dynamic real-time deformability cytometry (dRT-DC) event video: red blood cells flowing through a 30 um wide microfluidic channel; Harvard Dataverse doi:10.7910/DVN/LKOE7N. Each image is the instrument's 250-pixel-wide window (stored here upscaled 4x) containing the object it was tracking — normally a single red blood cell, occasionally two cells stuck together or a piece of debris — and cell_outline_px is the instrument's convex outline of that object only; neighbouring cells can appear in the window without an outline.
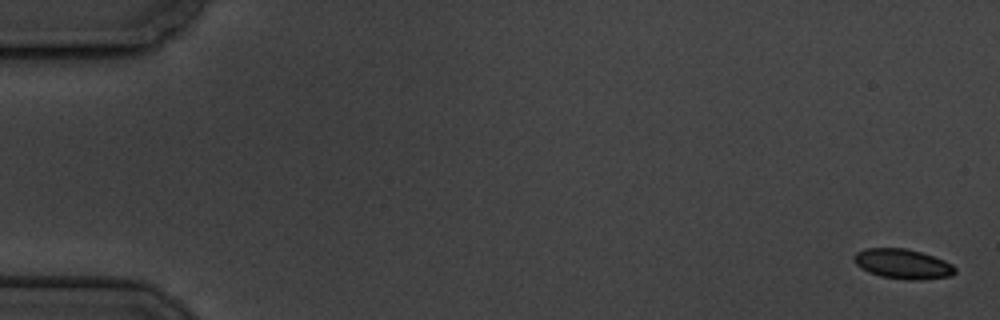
{"species": "common noctule bat (a hibernating species)", "species_latin": "Nyctalus noctula", "temperature_condition": "cold", "stored_images_in_passage": 6, "camera_frame_rate_fps": 3000, "um_per_image_px": 0.085, "animal": {"sex": "male", "body_mass_g": 19.5, "forearm_length_mm": 54.6}, "frame": {"image": 1, "passage_image": 1, "time_ms": 0.0, "image_size_px": [1000, 320], "cell_outline_px": [[956, 272], [952, 276], [920, 280], [904, 280], [880, 276], [868, 272], [860, 268], [852, 260], [852, 256], [856, 252], [864, 248], [908, 248], [944, 260], [952, 264], [956, 268]], "centroid_in_image_um": [76.71, 22.44], "position_along_channel_um": 8.3, "area_um2": 17.86}}
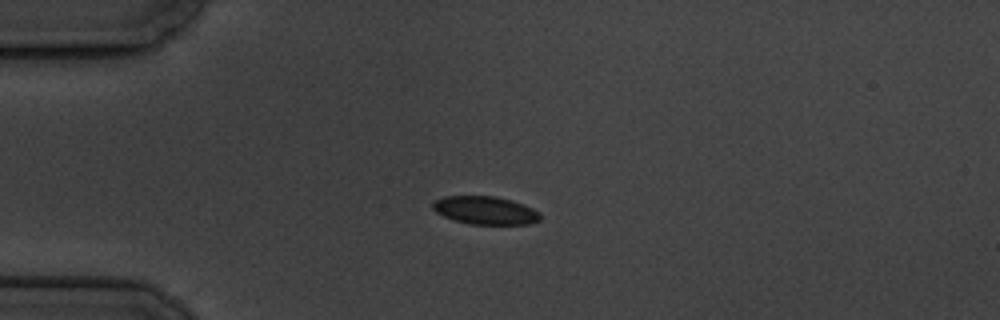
{"frame": {"image": 2, "passage_image": 5, "time_ms": 4.667, "image_size_px": [1000, 320], "cell_outline_px": [[540, 220], [532, 224], [468, 224], [444, 216], [436, 212], [432, 208], [432, 204], [436, 200], [444, 196], [496, 196], [512, 200], [524, 204], [540, 212]], "centroid_in_image_um": [41.28, 17.88], "position_along_channel_um": 43.7, "area_um2": 17.63}}